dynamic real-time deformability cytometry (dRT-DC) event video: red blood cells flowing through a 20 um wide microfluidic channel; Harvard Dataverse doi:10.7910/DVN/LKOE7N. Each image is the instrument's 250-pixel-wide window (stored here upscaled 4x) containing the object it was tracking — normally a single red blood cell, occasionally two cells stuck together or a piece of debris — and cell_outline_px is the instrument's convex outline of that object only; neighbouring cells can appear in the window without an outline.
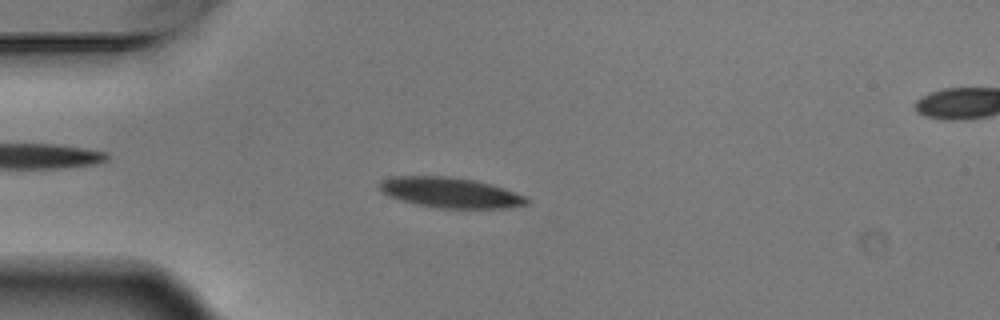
{"species": "Egyptian fruit bat (a non-hibernating species)", "species_latin": "Rousettus aegyptiacus", "temperature_condition": "warm", "stored_images_in_passage": 4, "segment_of_instrument_passage": [1, 2], "camera_frame_rate_fps": 3000, "um_per_image_px": 0.085, "animal": {"sex": "male"}, "frame": {"image": 1, "passage_image": 3, "time_ms": 0.667, "image_size_px": [1000, 320], "cell_outline_px": [[528, 204], [508, 208], [436, 208], [416, 204], [400, 200], [388, 196], [380, 192], [376, 184], [380, 180], [392, 176], [448, 176], [472, 180], [488, 184], [524, 196], [528, 200]], "centroid_in_image_um": [38.14, 16.37], "position_along_channel_um": 46.9, "area_um2": 25.95}}